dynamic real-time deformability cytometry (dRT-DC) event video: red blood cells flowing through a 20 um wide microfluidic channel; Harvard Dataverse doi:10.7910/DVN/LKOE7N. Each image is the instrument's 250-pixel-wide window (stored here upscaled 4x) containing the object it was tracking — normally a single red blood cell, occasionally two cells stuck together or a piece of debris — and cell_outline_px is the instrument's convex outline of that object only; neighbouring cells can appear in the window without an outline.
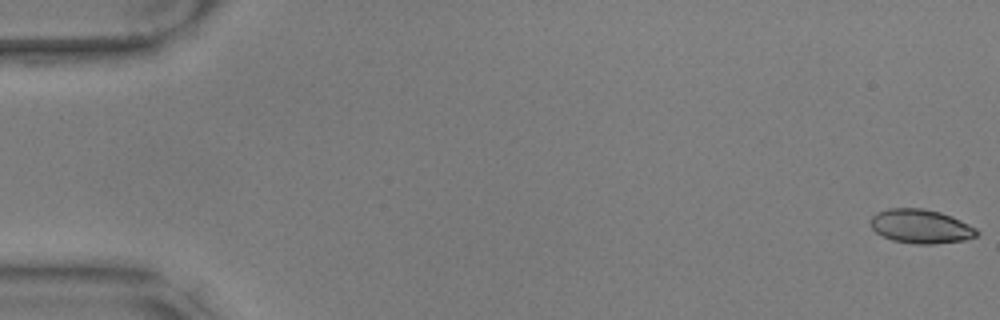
{"species": "common noctule bat (a hibernating species)", "species_latin": "Nyctalus noctula", "temperature_condition": "warm", "stored_images_in_passage": 57, "camera_frame_rate_fps": 3000, "um_per_image_px": 0.085, "animal": {"sex": "male", "body_mass_g": 17.9, "forearm_length_mm": 54.2}, "frame": {"image": 1, "passage_image": 1, "time_ms": 0.0, "image_size_px": [1000, 320], "cell_outline_px": [[980, 232], [976, 236], [964, 240], [932, 244], [912, 244], [892, 240], [876, 232], [872, 228], [868, 220], [876, 212], [888, 208], [924, 208], [940, 212], [952, 216], [976, 228]], "centroid_in_image_um": [78.24, 19.23], "position_along_channel_um": 6.8, "area_um2": 21.21}}
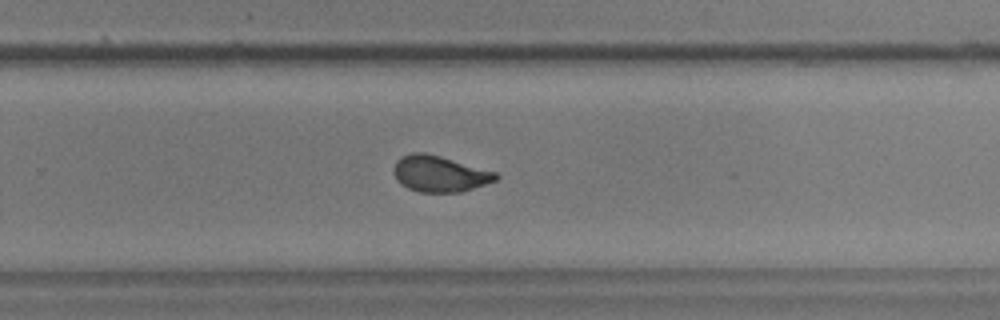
{"frame": {"image": 2, "passage_image": 38, "time_ms": 12.333, "image_size_px": [1000, 320], "cell_outline_px": [[500, 176], [496, 180], [460, 192], [420, 192], [408, 188], [400, 184], [396, 180], [392, 172], [392, 168], [396, 160], [400, 156], [412, 152], [424, 152], [440, 156], [496, 172]], "centroid_in_image_um": [37.3, 14.76], "position_along_channel_um": 292.5, "area_um2": 21.56}}
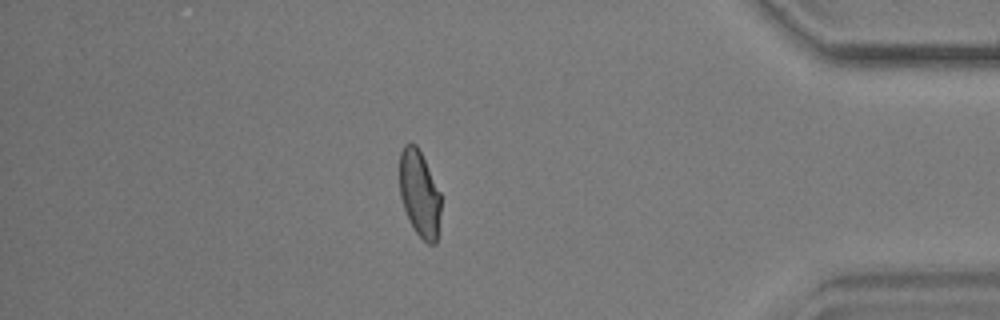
{"frame": {"image": 3, "passage_image": 50, "time_ms": 16.333, "image_size_px": [1000, 320], "cell_outline_px": [[440, 212], [436, 244], [428, 244], [416, 232], [408, 220], [400, 196], [400, 152], [404, 144], [416, 144], [440, 192]], "centroid_in_image_um": [35.64, 16.48], "position_along_channel_um": 399.6, "area_um2": 20.52}, "authors_computed_cell_mechanics": {"area_um2": 21.6172, "velocity_mm_per_s": 3.5347, "shape_relaxation_time_tau1_ms": 4.6393, "shape_relaxation_time_tau2_ms": 0.8325, "deformation_change_tau1": 0.1594, "deformation_change_tau2": 0.0529}}